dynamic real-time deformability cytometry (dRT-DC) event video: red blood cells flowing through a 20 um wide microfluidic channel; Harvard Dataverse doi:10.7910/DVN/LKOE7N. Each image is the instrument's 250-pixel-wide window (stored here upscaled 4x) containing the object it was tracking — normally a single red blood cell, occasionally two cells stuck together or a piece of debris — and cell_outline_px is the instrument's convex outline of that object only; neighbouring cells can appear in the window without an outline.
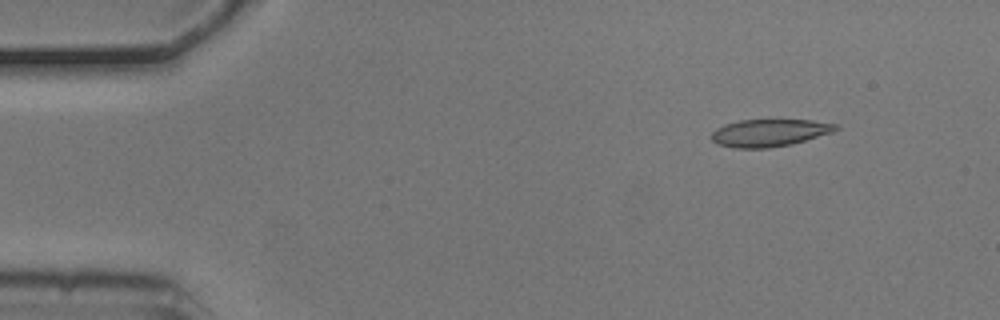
{"species": "common noctule bat (a hibernating species)", "species_latin": "Nyctalus noctula", "temperature_condition": "cold", "stored_images_in_passage": 5, "camera_frame_rate_fps": 3000, "um_per_image_px": 0.085, "animal": {"sex": "male", "body_mass_g": 20.5, "forearm_length_mm": 52.5}, "frame": {"image": 1, "passage_image": 2, "time_ms": 0.333, "image_size_px": [1000, 320], "cell_outline_px": [[840, 128], [832, 132], [792, 144], [768, 148], [732, 148], [716, 144], [712, 140], [712, 132], [716, 128], [724, 124], [740, 120], [812, 120], [840, 124]], "centroid_in_image_um": [65.4, 11.29], "position_along_channel_um": 19.6, "area_um2": 19.94}}
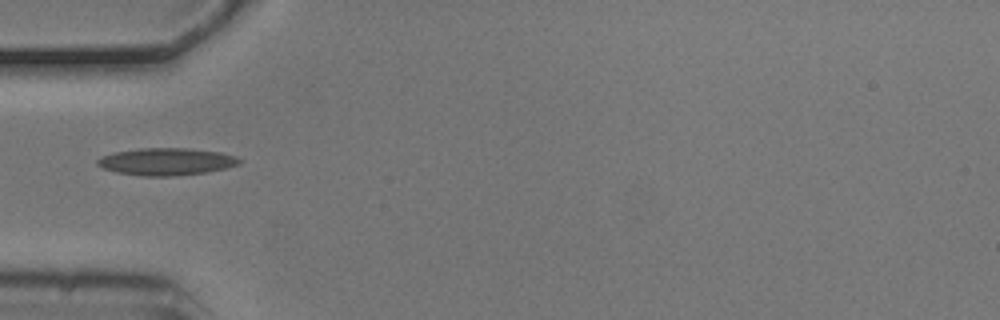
{"frame": {"image": 2, "passage_image": 5, "time_ms": 1.333, "image_size_px": [1000, 320], "cell_outline_px": [[244, 160], [240, 164], [208, 172], [176, 176], [144, 176], [116, 172], [104, 168], [96, 164], [96, 160], [100, 156], [112, 152], [140, 148], [188, 148], [220, 152], [236, 156]], "centroid_in_image_um": [14.14, 13.73], "position_along_channel_um": 70.9, "area_um2": 22.77}}